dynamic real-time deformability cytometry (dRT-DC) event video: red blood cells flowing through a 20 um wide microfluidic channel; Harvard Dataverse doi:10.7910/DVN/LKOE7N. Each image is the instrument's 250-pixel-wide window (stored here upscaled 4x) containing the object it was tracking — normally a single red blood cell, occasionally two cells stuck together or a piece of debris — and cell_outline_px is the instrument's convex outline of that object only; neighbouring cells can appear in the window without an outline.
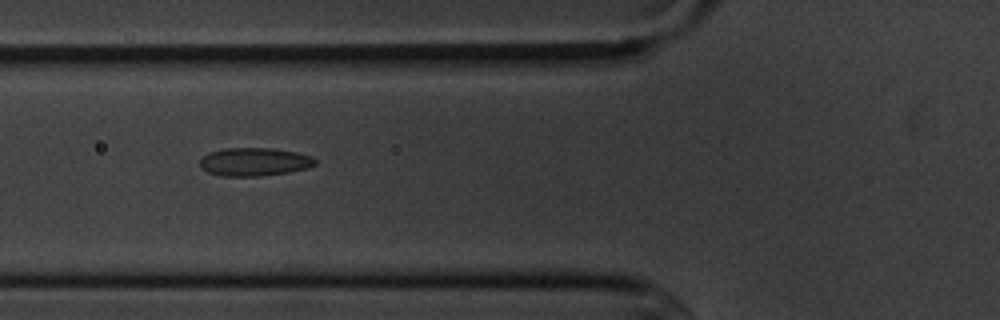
{"species": "common noctule bat (a hibernating species)", "species_latin": "Nyctalus noctula", "temperature_condition": "cold", "stored_images_in_passage": 7, "camera_frame_rate_fps": 3000, "um_per_image_px": 0.085, "animal": {"sex": "male", "body_mass_g": 20.1, "forearm_length_mm": 53.5}, "frame": {"image": 1, "passage_image": 6, "time_ms": 6.0, "image_size_px": [1000, 320], "cell_outline_px": [[316, 164], [308, 168], [288, 172], [260, 176], [220, 176], [208, 172], [200, 168], [200, 160], [208, 152], [224, 148], [272, 148], [296, 152], [312, 156], [316, 160]], "centroid_in_image_um": [21.61, 13.75], "position_along_channel_um": 104.2, "area_um2": 19.07}}
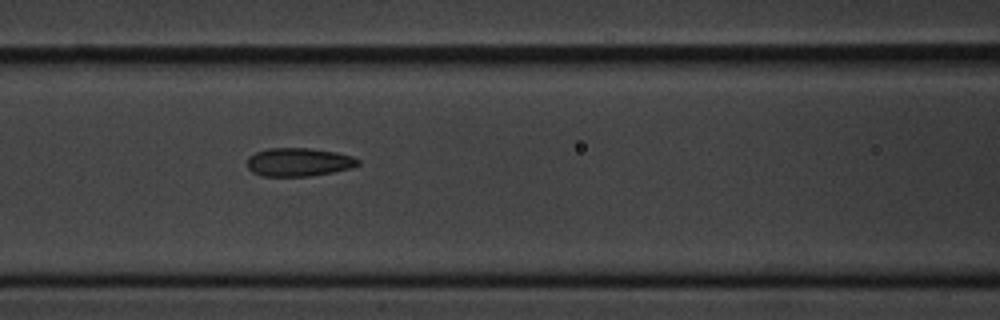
{"frame": {"image": 2, "passage_image": 7, "time_ms": 7.0, "image_size_px": [1000, 320], "cell_outline_px": [[360, 164], [352, 168], [332, 172], [308, 176], [260, 176], [252, 172], [248, 168], [248, 156], [256, 152], [268, 148], [308, 148], [336, 152], [352, 156], [360, 160]], "centroid_in_image_um": [25.39, 13.78], "position_along_channel_um": 141.2, "area_um2": 18.38}}